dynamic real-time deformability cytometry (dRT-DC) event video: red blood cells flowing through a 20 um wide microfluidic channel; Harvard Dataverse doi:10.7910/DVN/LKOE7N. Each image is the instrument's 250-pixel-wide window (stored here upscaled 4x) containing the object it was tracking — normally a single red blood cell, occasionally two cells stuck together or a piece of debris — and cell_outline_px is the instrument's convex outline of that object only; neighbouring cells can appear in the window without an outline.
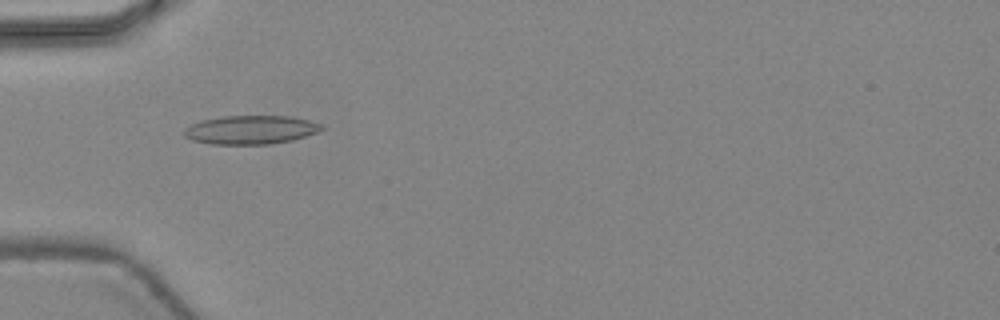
{"species": "common noctule bat (a hibernating species)", "species_latin": "Nyctalus noctula", "temperature_condition": "warm", "stored_images_in_passage": 29, "camera_frame_rate_fps": 3000, "um_per_image_px": 0.085, "animal": {"sex": "female", "body_mass_g": 24.6, "forearm_length_mm": 56.2}, "frame": {"image": 1, "passage_image": 4, "time_ms": 1.0, "image_size_px": [1000, 320], "cell_outline_px": [[324, 128], [316, 132], [292, 140], [268, 144], [212, 144], [192, 140], [184, 136], [184, 128], [200, 120], [224, 116], [292, 116], [324, 124]], "centroid_in_image_um": [21.3, 11.02], "position_along_channel_um": 63.7, "area_um2": 22.95}}
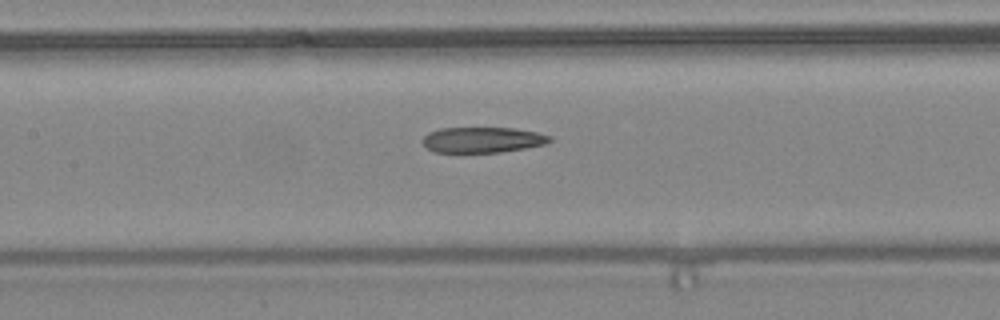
{"frame": {"image": 2, "passage_image": 11, "time_ms": 3.333, "image_size_px": [1000, 320], "cell_outline_px": [[552, 140], [544, 144], [524, 148], [500, 152], [436, 152], [428, 148], [424, 144], [424, 136], [428, 132], [440, 128], [512, 128], [536, 132], [552, 136]], "centroid_in_image_um": [41.02, 11.88], "position_along_channel_um": 166.4, "area_um2": 18.73}}
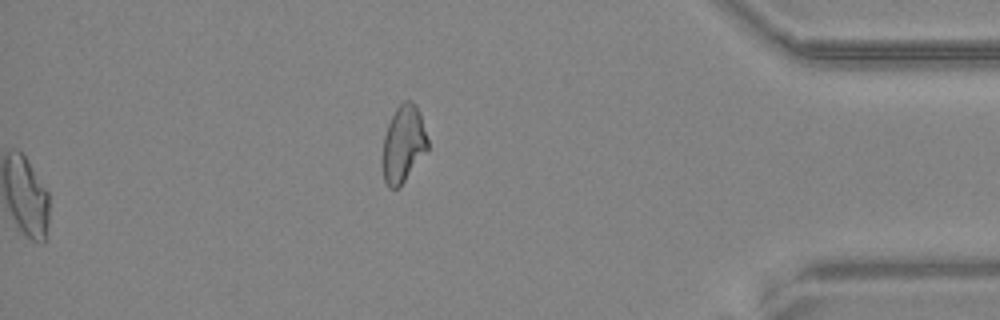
{"frame": {"image": 3, "passage_image": 29, "time_ms": 9.333, "image_size_px": [1000, 320], "cell_outline_px": [[428, 148], [400, 188], [388, 188], [384, 180], [380, 164], [384, 136], [388, 124], [396, 108], [404, 100], [412, 100], [416, 104], [420, 112], [428, 140]], "centroid_in_image_um": [34.25, 12.26], "position_along_channel_um": 400.9, "area_um2": 20.63}, "authors_computed_cell_mechanics": {"area_um2": 20.6346, "velocity_mm_per_s": 4.4866, "shape_relaxation_time_tau1_ms": null, "shape_relaxation_time_tau2_ms": 2.4876, "deformation_change_tau1": null, "deformation_change_tau2": 0.1129}}